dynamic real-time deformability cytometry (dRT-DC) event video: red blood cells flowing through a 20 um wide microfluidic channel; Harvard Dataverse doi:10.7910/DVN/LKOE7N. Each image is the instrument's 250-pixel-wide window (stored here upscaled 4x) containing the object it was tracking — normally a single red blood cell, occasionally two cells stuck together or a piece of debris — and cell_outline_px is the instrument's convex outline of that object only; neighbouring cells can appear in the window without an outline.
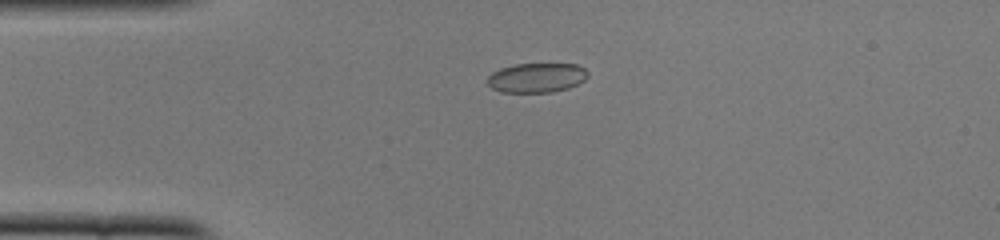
{"species": "common noctule bat (a hibernating species)", "species_latin": "Nyctalus noctula", "temperature_condition": "cold", "stored_images_in_passage": 40, "camera_frame_rate_fps": 3000, "um_per_image_px": 0.085, "animal": {"sex": "female", "body_mass_g": 22.0, "forearm_length_mm": 56.7}, "frame": {"image": 1, "passage_image": 1, "time_ms": 0.0, "image_size_px": [1000, 240], "cell_outline_px": [[588, 76], [584, 80], [568, 88], [552, 92], [500, 92], [492, 88], [488, 84], [488, 76], [492, 72], [500, 68], [516, 64], [576, 64], [584, 68], [588, 72]], "centroid_in_image_um": [45.6, 6.6], "position_along_channel_um": 39.4, "area_um2": 17.22}}
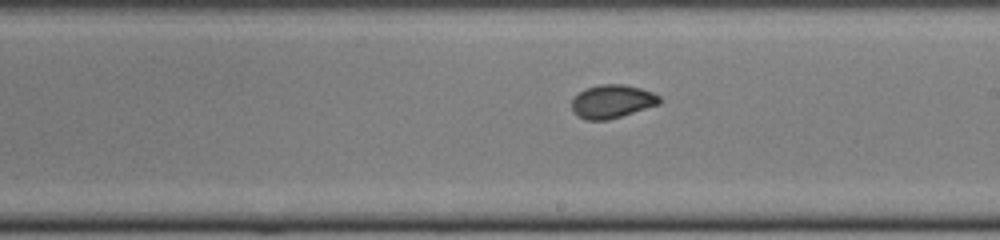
{"frame": {"image": 2, "passage_image": 18, "time_ms": 5.667, "image_size_px": [1000, 240], "cell_outline_px": [[660, 104], [608, 120], [584, 120], [576, 116], [572, 112], [572, 100], [584, 88], [600, 84], [624, 84], [640, 88], [652, 92], [660, 96]], "centroid_in_image_um": [52.0, 8.63], "position_along_channel_um": 237.0, "area_um2": 17.17}}
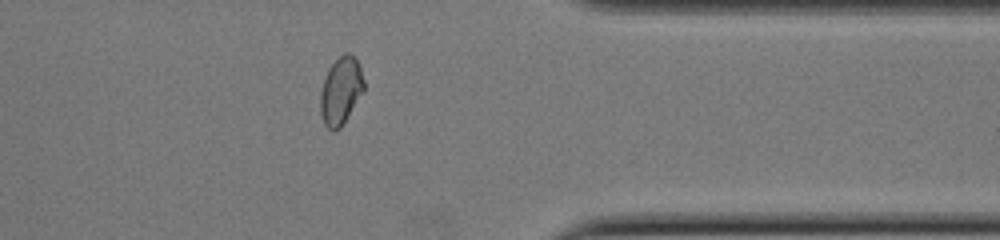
{"frame": {"image": 3, "passage_image": 30, "time_ms": 9.667, "image_size_px": [1000, 240], "cell_outline_px": [[364, 92], [340, 128], [332, 132], [324, 124], [320, 112], [320, 92], [328, 68], [344, 52], [348, 52], [360, 64], [364, 80]], "centroid_in_image_um": [28.97, 7.73], "position_along_channel_um": 382.4, "area_um2": 17.22}, "authors_computed_cell_mechanics": {"area_um2": 17.34, "velocity_mm_per_s": 3.9232, "shape_relaxation_time_tau1_ms": 4.7193, "shape_relaxation_time_tau2_ms": 0.9642, "deformation_change_tau1": 0.1269, "deformation_change_tau2": 0.033}}